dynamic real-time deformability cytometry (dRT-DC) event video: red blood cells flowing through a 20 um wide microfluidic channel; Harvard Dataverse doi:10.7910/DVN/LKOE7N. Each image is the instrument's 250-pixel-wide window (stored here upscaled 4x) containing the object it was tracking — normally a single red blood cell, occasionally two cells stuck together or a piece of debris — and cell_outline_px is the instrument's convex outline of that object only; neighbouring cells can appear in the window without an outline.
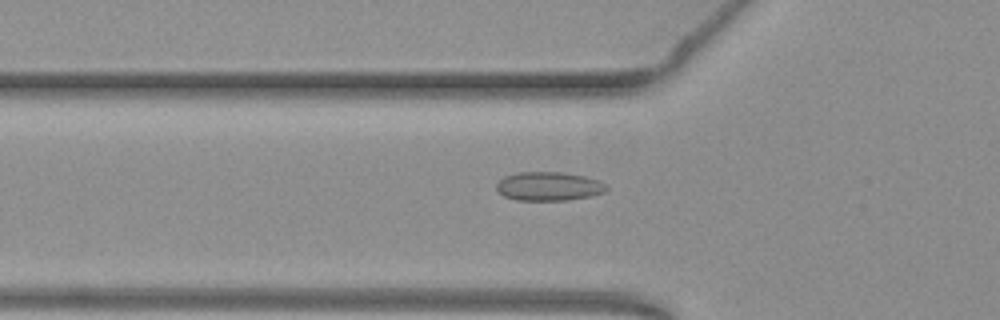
{"species": "common noctule bat (a hibernating species)", "species_latin": "Nyctalus noctula", "temperature_condition": "warm", "stored_images_in_passage": 54, "camera_frame_rate_fps": 3000, "um_per_image_px": 0.085, "animal": {"sex": "female", "body_mass_g": 19.3, "forearm_length_mm": 54.1}, "frame": {"image": 1, "passage_image": 19, "time_ms": 6.0, "image_size_px": [1000, 320], "cell_outline_px": [[608, 188], [604, 192], [592, 196], [568, 200], [516, 200], [504, 196], [496, 192], [496, 184], [504, 176], [516, 172], [560, 172], [584, 176], [596, 180], [604, 184]], "centroid_in_image_um": [46.59, 15.84], "position_along_channel_um": 79.2, "area_um2": 18.5}}
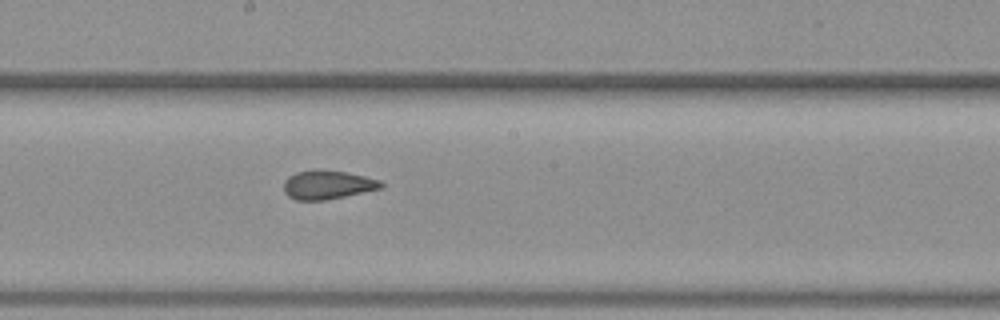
{"frame": {"image": 2, "passage_image": 30, "time_ms": 9.667, "image_size_px": [1000, 320], "cell_outline_px": [[384, 184], [380, 188], [344, 196], [324, 200], [296, 200], [288, 196], [284, 192], [284, 180], [288, 176], [296, 172], [316, 168], [320, 168], [344, 172], [364, 176], [380, 180]], "centroid_in_image_um": [27.78, 15.68], "position_along_channel_um": 220.4, "area_um2": 16.36}}
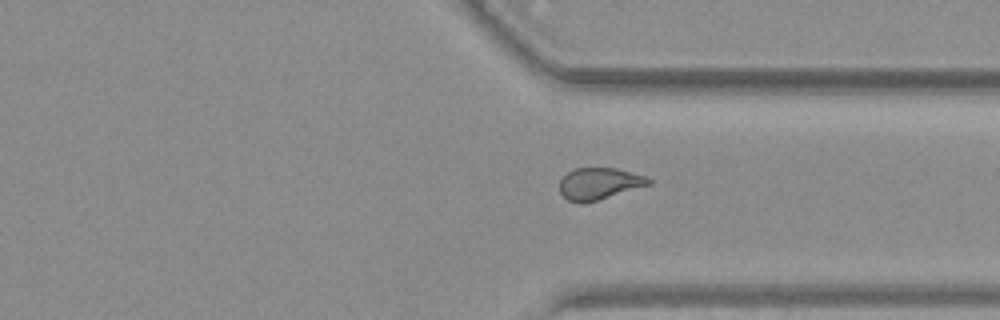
{"frame": {"image": 3, "passage_image": 41, "time_ms": 13.333, "image_size_px": [1000, 320], "cell_outline_px": [[652, 184], [584, 204], [580, 204], [568, 200], [560, 192], [560, 180], [568, 172], [576, 168], [616, 168], [644, 176], [652, 180]], "centroid_in_image_um": [50.93, 15.62], "position_along_channel_um": 360.5, "area_um2": 16.42}, "authors_computed_cell_mechanics": {"area_um2": 17.6579, "velocity_mm_per_s": 3.8274, "shape_relaxation_time_tau1_ms": null, "shape_relaxation_time_tau2_ms": 1.0774, "deformation_change_tau1": null, "deformation_change_tau2": 0.0599}}